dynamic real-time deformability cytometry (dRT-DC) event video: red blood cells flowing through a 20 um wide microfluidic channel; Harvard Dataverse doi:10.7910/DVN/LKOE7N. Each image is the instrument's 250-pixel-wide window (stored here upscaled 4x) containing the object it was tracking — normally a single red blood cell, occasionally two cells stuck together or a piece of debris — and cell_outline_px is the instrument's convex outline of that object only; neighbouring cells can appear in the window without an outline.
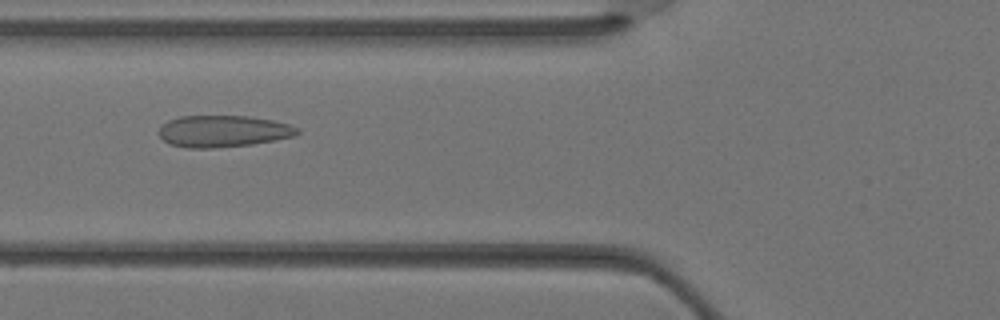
{"species": "Egyptian fruit bat (a non-hibernating species)", "species_latin": "Rousettus aegyptiacus", "temperature_condition": "warm", "stored_images_in_passage": 26, "camera_frame_rate_fps": 3000, "um_per_image_px": 0.085, "animal": {"sex": "female"}, "frame": {"image": 1, "passage_image": 7, "time_ms": 2.0, "image_size_px": [1000, 320], "cell_outline_px": [[300, 132], [296, 136], [276, 140], [252, 144], [212, 148], [188, 148], [168, 144], [156, 132], [168, 120], [180, 116], [248, 116], [272, 120], [288, 124], [300, 128]], "centroid_in_image_um": [18.97, 11.16], "position_along_channel_um": 106.8, "area_um2": 25.72}}
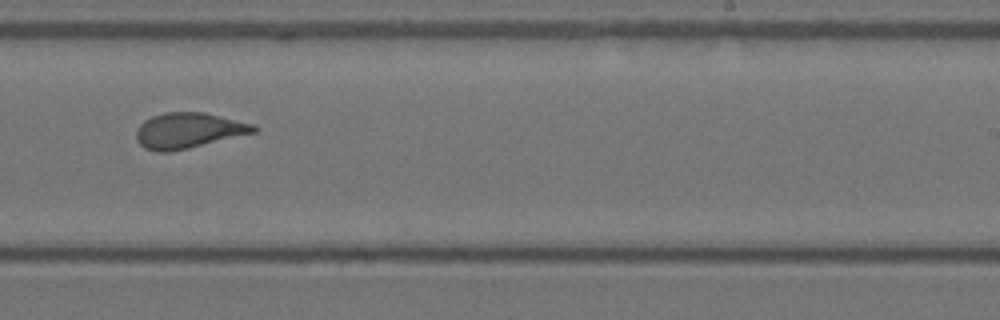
{"frame": {"image": 2, "passage_image": 16, "time_ms": 5.0, "image_size_px": [1000, 320], "cell_outline_px": [[256, 132], [188, 148], [168, 152], [156, 152], [144, 148], [136, 140], [136, 132], [140, 124], [144, 120], [152, 116], [164, 112], [204, 112], [252, 124], [256, 128]], "centroid_in_image_um": [15.96, 11.09], "position_along_channel_um": 273.0, "area_um2": 24.1}}
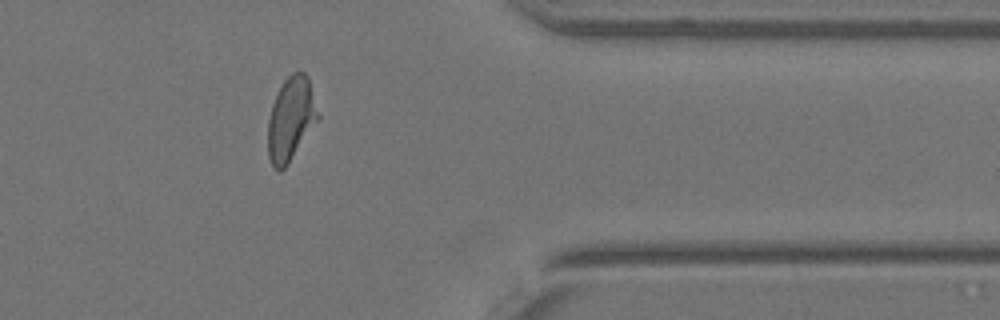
{"frame": {"image": 3, "passage_image": 23, "time_ms": 7.333, "image_size_px": [1000, 320], "cell_outline_px": [[320, 120], [288, 164], [280, 172], [272, 168], [268, 156], [268, 120], [272, 104], [284, 80], [292, 72], [304, 72], [308, 76], [320, 116]], "centroid_in_image_um": [24.74, 10.15], "position_along_channel_um": 386.7, "area_um2": 24.74}}